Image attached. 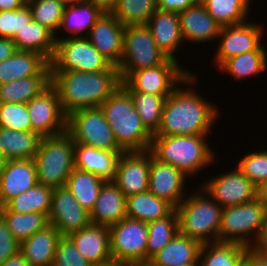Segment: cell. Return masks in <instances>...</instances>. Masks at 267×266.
Wrapping results in <instances>:
<instances>
[{
	"instance_id": "obj_1",
	"label": "cell",
	"mask_w": 267,
	"mask_h": 266,
	"mask_svg": "<svg viewBox=\"0 0 267 266\" xmlns=\"http://www.w3.org/2000/svg\"><path fill=\"white\" fill-rule=\"evenodd\" d=\"M197 77L191 72L179 88L177 87L165 99L161 125L153 136L210 135L212 133V127L220 117L219 107L203 98L196 90L199 82Z\"/></svg>"
},
{
	"instance_id": "obj_2",
	"label": "cell",
	"mask_w": 267,
	"mask_h": 266,
	"mask_svg": "<svg viewBox=\"0 0 267 266\" xmlns=\"http://www.w3.org/2000/svg\"><path fill=\"white\" fill-rule=\"evenodd\" d=\"M121 83L117 66L100 72L50 71V84L67 115L78 109L100 107Z\"/></svg>"
},
{
	"instance_id": "obj_3",
	"label": "cell",
	"mask_w": 267,
	"mask_h": 266,
	"mask_svg": "<svg viewBox=\"0 0 267 266\" xmlns=\"http://www.w3.org/2000/svg\"><path fill=\"white\" fill-rule=\"evenodd\" d=\"M207 137L208 135L153 136L149 151L158 161L169 163L192 178L216 162L217 157L207 142Z\"/></svg>"
},
{
	"instance_id": "obj_4",
	"label": "cell",
	"mask_w": 267,
	"mask_h": 266,
	"mask_svg": "<svg viewBox=\"0 0 267 266\" xmlns=\"http://www.w3.org/2000/svg\"><path fill=\"white\" fill-rule=\"evenodd\" d=\"M118 145L125 151H147L153 134L145 127L130 94L120 86L100 106Z\"/></svg>"
},
{
	"instance_id": "obj_5",
	"label": "cell",
	"mask_w": 267,
	"mask_h": 266,
	"mask_svg": "<svg viewBox=\"0 0 267 266\" xmlns=\"http://www.w3.org/2000/svg\"><path fill=\"white\" fill-rule=\"evenodd\" d=\"M194 191L176 208L179 233L201 244L219 242L223 208L200 186Z\"/></svg>"
},
{
	"instance_id": "obj_6",
	"label": "cell",
	"mask_w": 267,
	"mask_h": 266,
	"mask_svg": "<svg viewBox=\"0 0 267 266\" xmlns=\"http://www.w3.org/2000/svg\"><path fill=\"white\" fill-rule=\"evenodd\" d=\"M74 153L75 142L67 131L42 137L34 156L38 183L53 189L64 187L75 168Z\"/></svg>"
},
{
	"instance_id": "obj_7",
	"label": "cell",
	"mask_w": 267,
	"mask_h": 266,
	"mask_svg": "<svg viewBox=\"0 0 267 266\" xmlns=\"http://www.w3.org/2000/svg\"><path fill=\"white\" fill-rule=\"evenodd\" d=\"M266 206L257 196L250 202L224 207L219 242L238 243L251 248L261 230Z\"/></svg>"
},
{
	"instance_id": "obj_8",
	"label": "cell",
	"mask_w": 267,
	"mask_h": 266,
	"mask_svg": "<svg viewBox=\"0 0 267 266\" xmlns=\"http://www.w3.org/2000/svg\"><path fill=\"white\" fill-rule=\"evenodd\" d=\"M168 58L157 47L147 25L125 27L123 53L120 65L118 66L122 81H125L134 71L159 66Z\"/></svg>"
},
{
	"instance_id": "obj_9",
	"label": "cell",
	"mask_w": 267,
	"mask_h": 266,
	"mask_svg": "<svg viewBox=\"0 0 267 266\" xmlns=\"http://www.w3.org/2000/svg\"><path fill=\"white\" fill-rule=\"evenodd\" d=\"M50 71L100 72L114 65L106 59L87 37L61 38L56 41Z\"/></svg>"
},
{
	"instance_id": "obj_10",
	"label": "cell",
	"mask_w": 267,
	"mask_h": 266,
	"mask_svg": "<svg viewBox=\"0 0 267 266\" xmlns=\"http://www.w3.org/2000/svg\"><path fill=\"white\" fill-rule=\"evenodd\" d=\"M67 132L75 144L106 151H124L116 142L110 124L100 107L71 112L67 118Z\"/></svg>"
},
{
	"instance_id": "obj_11",
	"label": "cell",
	"mask_w": 267,
	"mask_h": 266,
	"mask_svg": "<svg viewBox=\"0 0 267 266\" xmlns=\"http://www.w3.org/2000/svg\"><path fill=\"white\" fill-rule=\"evenodd\" d=\"M179 61L168 58L159 66L134 71L121 86L127 92L170 95L191 74Z\"/></svg>"
},
{
	"instance_id": "obj_12",
	"label": "cell",
	"mask_w": 267,
	"mask_h": 266,
	"mask_svg": "<svg viewBox=\"0 0 267 266\" xmlns=\"http://www.w3.org/2000/svg\"><path fill=\"white\" fill-rule=\"evenodd\" d=\"M110 253L113 260L126 263L146 261L147 223L125 217L109 226Z\"/></svg>"
},
{
	"instance_id": "obj_13",
	"label": "cell",
	"mask_w": 267,
	"mask_h": 266,
	"mask_svg": "<svg viewBox=\"0 0 267 266\" xmlns=\"http://www.w3.org/2000/svg\"><path fill=\"white\" fill-rule=\"evenodd\" d=\"M264 27L260 23L246 22L221 27L213 63L217 68L228 58L251 51H267L264 43Z\"/></svg>"
},
{
	"instance_id": "obj_14",
	"label": "cell",
	"mask_w": 267,
	"mask_h": 266,
	"mask_svg": "<svg viewBox=\"0 0 267 266\" xmlns=\"http://www.w3.org/2000/svg\"><path fill=\"white\" fill-rule=\"evenodd\" d=\"M26 105L32 132L48 137L67 131L68 115L63 111L58 92L51 84Z\"/></svg>"
},
{
	"instance_id": "obj_15",
	"label": "cell",
	"mask_w": 267,
	"mask_h": 266,
	"mask_svg": "<svg viewBox=\"0 0 267 266\" xmlns=\"http://www.w3.org/2000/svg\"><path fill=\"white\" fill-rule=\"evenodd\" d=\"M202 185V186H201ZM200 187L222 208L250 202L258 196V188L236 167L204 181Z\"/></svg>"
},
{
	"instance_id": "obj_16",
	"label": "cell",
	"mask_w": 267,
	"mask_h": 266,
	"mask_svg": "<svg viewBox=\"0 0 267 266\" xmlns=\"http://www.w3.org/2000/svg\"><path fill=\"white\" fill-rule=\"evenodd\" d=\"M48 219L61 236L92 224L90 212L80 206L66 186L53 189Z\"/></svg>"
},
{
	"instance_id": "obj_17",
	"label": "cell",
	"mask_w": 267,
	"mask_h": 266,
	"mask_svg": "<svg viewBox=\"0 0 267 266\" xmlns=\"http://www.w3.org/2000/svg\"><path fill=\"white\" fill-rule=\"evenodd\" d=\"M151 152L130 151L120 155L113 182L127 197L148 191Z\"/></svg>"
},
{
	"instance_id": "obj_18",
	"label": "cell",
	"mask_w": 267,
	"mask_h": 266,
	"mask_svg": "<svg viewBox=\"0 0 267 266\" xmlns=\"http://www.w3.org/2000/svg\"><path fill=\"white\" fill-rule=\"evenodd\" d=\"M186 179L190 178L169 163L158 161L151 153L148 190L156 197L176 209L187 196Z\"/></svg>"
},
{
	"instance_id": "obj_19",
	"label": "cell",
	"mask_w": 267,
	"mask_h": 266,
	"mask_svg": "<svg viewBox=\"0 0 267 266\" xmlns=\"http://www.w3.org/2000/svg\"><path fill=\"white\" fill-rule=\"evenodd\" d=\"M125 27L111 12H103L87 36L91 44L114 66H119L123 53Z\"/></svg>"
},
{
	"instance_id": "obj_20",
	"label": "cell",
	"mask_w": 267,
	"mask_h": 266,
	"mask_svg": "<svg viewBox=\"0 0 267 266\" xmlns=\"http://www.w3.org/2000/svg\"><path fill=\"white\" fill-rule=\"evenodd\" d=\"M38 184L34 159L7 160L0 166V207Z\"/></svg>"
},
{
	"instance_id": "obj_21",
	"label": "cell",
	"mask_w": 267,
	"mask_h": 266,
	"mask_svg": "<svg viewBox=\"0 0 267 266\" xmlns=\"http://www.w3.org/2000/svg\"><path fill=\"white\" fill-rule=\"evenodd\" d=\"M178 17L184 43L200 44L218 39L221 26L201 2L179 12Z\"/></svg>"
},
{
	"instance_id": "obj_22",
	"label": "cell",
	"mask_w": 267,
	"mask_h": 266,
	"mask_svg": "<svg viewBox=\"0 0 267 266\" xmlns=\"http://www.w3.org/2000/svg\"><path fill=\"white\" fill-rule=\"evenodd\" d=\"M68 237L90 264H101L112 259L108 226L91 224Z\"/></svg>"
},
{
	"instance_id": "obj_23",
	"label": "cell",
	"mask_w": 267,
	"mask_h": 266,
	"mask_svg": "<svg viewBox=\"0 0 267 266\" xmlns=\"http://www.w3.org/2000/svg\"><path fill=\"white\" fill-rule=\"evenodd\" d=\"M146 25L149 27L157 47L169 58L178 60L176 59L177 52L184 44L178 13L157 9Z\"/></svg>"
},
{
	"instance_id": "obj_24",
	"label": "cell",
	"mask_w": 267,
	"mask_h": 266,
	"mask_svg": "<svg viewBox=\"0 0 267 266\" xmlns=\"http://www.w3.org/2000/svg\"><path fill=\"white\" fill-rule=\"evenodd\" d=\"M30 76H50L49 62L39 53L16 50L0 62V85Z\"/></svg>"
},
{
	"instance_id": "obj_25",
	"label": "cell",
	"mask_w": 267,
	"mask_h": 266,
	"mask_svg": "<svg viewBox=\"0 0 267 266\" xmlns=\"http://www.w3.org/2000/svg\"><path fill=\"white\" fill-rule=\"evenodd\" d=\"M95 225L111 226L127 217L126 196L113 181H105L90 212Z\"/></svg>"
},
{
	"instance_id": "obj_26",
	"label": "cell",
	"mask_w": 267,
	"mask_h": 266,
	"mask_svg": "<svg viewBox=\"0 0 267 266\" xmlns=\"http://www.w3.org/2000/svg\"><path fill=\"white\" fill-rule=\"evenodd\" d=\"M103 12L95 7L92 3L82 0L67 3L62 16L61 24L58 32L55 34V40L61 38L87 37L90 29L95 25L97 19ZM65 30L68 33L63 37L59 35L60 31ZM62 36V37H61Z\"/></svg>"
},
{
	"instance_id": "obj_27",
	"label": "cell",
	"mask_w": 267,
	"mask_h": 266,
	"mask_svg": "<svg viewBox=\"0 0 267 266\" xmlns=\"http://www.w3.org/2000/svg\"><path fill=\"white\" fill-rule=\"evenodd\" d=\"M125 151H106L83 144H75V168L95 174L105 181H113L117 162Z\"/></svg>"
},
{
	"instance_id": "obj_28",
	"label": "cell",
	"mask_w": 267,
	"mask_h": 266,
	"mask_svg": "<svg viewBox=\"0 0 267 266\" xmlns=\"http://www.w3.org/2000/svg\"><path fill=\"white\" fill-rule=\"evenodd\" d=\"M61 235L49 224L20 243L19 251L31 266H52Z\"/></svg>"
},
{
	"instance_id": "obj_29",
	"label": "cell",
	"mask_w": 267,
	"mask_h": 266,
	"mask_svg": "<svg viewBox=\"0 0 267 266\" xmlns=\"http://www.w3.org/2000/svg\"><path fill=\"white\" fill-rule=\"evenodd\" d=\"M201 246L202 244L199 241L178 233L149 261L154 266H179L199 263Z\"/></svg>"
},
{
	"instance_id": "obj_30",
	"label": "cell",
	"mask_w": 267,
	"mask_h": 266,
	"mask_svg": "<svg viewBox=\"0 0 267 266\" xmlns=\"http://www.w3.org/2000/svg\"><path fill=\"white\" fill-rule=\"evenodd\" d=\"M18 51H34L42 55L48 62L55 52V34L46 26L31 20L12 39Z\"/></svg>"
},
{
	"instance_id": "obj_31",
	"label": "cell",
	"mask_w": 267,
	"mask_h": 266,
	"mask_svg": "<svg viewBox=\"0 0 267 266\" xmlns=\"http://www.w3.org/2000/svg\"><path fill=\"white\" fill-rule=\"evenodd\" d=\"M175 208L149 190L126 198L127 217L149 223L168 216Z\"/></svg>"
},
{
	"instance_id": "obj_32",
	"label": "cell",
	"mask_w": 267,
	"mask_h": 266,
	"mask_svg": "<svg viewBox=\"0 0 267 266\" xmlns=\"http://www.w3.org/2000/svg\"><path fill=\"white\" fill-rule=\"evenodd\" d=\"M42 137L32 131L0 127V141L7 160L34 159Z\"/></svg>"
},
{
	"instance_id": "obj_33",
	"label": "cell",
	"mask_w": 267,
	"mask_h": 266,
	"mask_svg": "<svg viewBox=\"0 0 267 266\" xmlns=\"http://www.w3.org/2000/svg\"><path fill=\"white\" fill-rule=\"evenodd\" d=\"M53 188L36 184L0 207V212L44 213L48 216L51 207Z\"/></svg>"
},
{
	"instance_id": "obj_34",
	"label": "cell",
	"mask_w": 267,
	"mask_h": 266,
	"mask_svg": "<svg viewBox=\"0 0 267 266\" xmlns=\"http://www.w3.org/2000/svg\"><path fill=\"white\" fill-rule=\"evenodd\" d=\"M104 182V179L95 174L74 168L65 186L80 206L91 212Z\"/></svg>"
},
{
	"instance_id": "obj_35",
	"label": "cell",
	"mask_w": 267,
	"mask_h": 266,
	"mask_svg": "<svg viewBox=\"0 0 267 266\" xmlns=\"http://www.w3.org/2000/svg\"><path fill=\"white\" fill-rule=\"evenodd\" d=\"M247 248L242 244L228 242L202 244L199 266H242Z\"/></svg>"
},
{
	"instance_id": "obj_36",
	"label": "cell",
	"mask_w": 267,
	"mask_h": 266,
	"mask_svg": "<svg viewBox=\"0 0 267 266\" xmlns=\"http://www.w3.org/2000/svg\"><path fill=\"white\" fill-rule=\"evenodd\" d=\"M50 85V76H30L0 85V103H24Z\"/></svg>"
},
{
	"instance_id": "obj_37",
	"label": "cell",
	"mask_w": 267,
	"mask_h": 266,
	"mask_svg": "<svg viewBox=\"0 0 267 266\" xmlns=\"http://www.w3.org/2000/svg\"><path fill=\"white\" fill-rule=\"evenodd\" d=\"M217 69L241 81L267 70V51H251L226 59Z\"/></svg>"
},
{
	"instance_id": "obj_38",
	"label": "cell",
	"mask_w": 267,
	"mask_h": 266,
	"mask_svg": "<svg viewBox=\"0 0 267 266\" xmlns=\"http://www.w3.org/2000/svg\"><path fill=\"white\" fill-rule=\"evenodd\" d=\"M200 2L221 27L249 20L252 0H200Z\"/></svg>"
},
{
	"instance_id": "obj_39",
	"label": "cell",
	"mask_w": 267,
	"mask_h": 266,
	"mask_svg": "<svg viewBox=\"0 0 267 266\" xmlns=\"http://www.w3.org/2000/svg\"><path fill=\"white\" fill-rule=\"evenodd\" d=\"M147 227L146 261H149L179 233L176 209L164 218L147 223Z\"/></svg>"
},
{
	"instance_id": "obj_40",
	"label": "cell",
	"mask_w": 267,
	"mask_h": 266,
	"mask_svg": "<svg viewBox=\"0 0 267 266\" xmlns=\"http://www.w3.org/2000/svg\"><path fill=\"white\" fill-rule=\"evenodd\" d=\"M128 93L143 124L154 135L161 125L163 105L169 95H156L144 92Z\"/></svg>"
},
{
	"instance_id": "obj_41",
	"label": "cell",
	"mask_w": 267,
	"mask_h": 266,
	"mask_svg": "<svg viewBox=\"0 0 267 266\" xmlns=\"http://www.w3.org/2000/svg\"><path fill=\"white\" fill-rule=\"evenodd\" d=\"M0 216L19 243L49 225L48 216L44 213L0 212Z\"/></svg>"
},
{
	"instance_id": "obj_42",
	"label": "cell",
	"mask_w": 267,
	"mask_h": 266,
	"mask_svg": "<svg viewBox=\"0 0 267 266\" xmlns=\"http://www.w3.org/2000/svg\"><path fill=\"white\" fill-rule=\"evenodd\" d=\"M157 10V0H118L111 12L124 26L146 25Z\"/></svg>"
},
{
	"instance_id": "obj_43",
	"label": "cell",
	"mask_w": 267,
	"mask_h": 266,
	"mask_svg": "<svg viewBox=\"0 0 267 266\" xmlns=\"http://www.w3.org/2000/svg\"><path fill=\"white\" fill-rule=\"evenodd\" d=\"M32 20L46 26L54 34L58 32L66 6L64 0H30L26 2Z\"/></svg>"
},
{
	"instance_id": "obj_44",
	"label": "cell",
	"mask_w": 267,
	"mask_h": 266,
	"mask_svg": "<svg viewBox=\"0 0 267 266\" xmlns=\"http://www.w3.org/2000/svg\"><path fill=\"white\" fill-rule=\"evenodd\" d=\"M238 164V165H237ZM235 166L259 189L267 181V149L246 153Z\"/></svg>"
},
{
	"instance_id": "obj_45",
	"label": "cell",
	"mask_w": 267,
	"mask_h": 266,
	"mask_svg": "<svg viewBox=\"0 0 267 266\" xmlns=\"http://www.w3.org/2000/svg\"><path fill=\"white\" fill-rule=\"evenodd\" d=\"M0 127L17 131H32L27 105L24 103H0Z\"/></svg>"
},
{
	"instance_id": "obj_46",
	"label": "cell",
	"mask_w": 267,
	"mask_h": 266,
	"mask_svg": "<svg viewBox=\"0 0 267 266\" xmlns=\"http://www.w3.org/2000/svg\"><path fill=\"white\" fill-rule=\"evenodd\" d=\"M32 20L28 5L18 10L0 11V38H10L20 32Z\"/></svg>"
},
{
	"instance_id": "obj_47",
	"label": "cell",
	"mask_w": 267,
	"mask_h": 266,
	"mask_svg": "<svg viewBox=\"0 0 267 266\" xmlns=\"http://www.w3.org/2000/svg\"><path fill=\"white\" fill-rule=\"evenodd\" d=\"M52 266H92L77 250L68 236H61Z\"/></svg>"
},
{
	"instance_id": "obj_48",
	"label": "cell",
	"mask_w": 267,
	"mask_h": 266,
	"mask_svg": "<svg viewBox=\"0 0 267 266\" xmlns=\"http://www.w3.org/2000/svg\"><path fill=\"white\" fill-rule=\"evenodd\" d=\"M20 243L12 235L4 219L0 216V265L19 252Z\"/></svg>"
},
{
	"instance_id": "obj_49",
	"label": "cell",
	"mask_w": 267,
	"mask_h": 266,
	"mask_svg": "<svg viewBox=\"0 0 267 266\" xmlns=\"http://www.w3.org/2000/svg\"><path fill=\"white\" fill-rule=\"evenodd\" d=\"M198 2L200 0H157V9L179 13Z\"/></svg>"
},
{
	"instance_id": "obj_50",
	"label": "cell",
	"mask_w": 267,
	"mask_h": 266,
	"mask_svg": "<svg viewBox=\"0 0 267 266\" xmlns=\"http://www.w3.org/2000/svg\"><path fill=\"white\" fill-rule=\"evenodd\" d=\"M251 248L260 254L267 255V206L265 209L264 220L261 230L255 243L251 246Z\"/></svg>"
},
{
	"instance_id": "obj_51",
	"label": "cell",
	"mask_w": 267,
	"mask_h": 266,
	"mask_svg": "<svg viewBox=\"0 0 267 266\" xmlns=\"http://www.w3.org/2000/svg\"><path fill=\"white\" fill-rule=\"evenodd\" d=\"M242 266H267V255L260 254L252 248H247Z\"/></svg>"
},
{
	"instance_id": "obj_52",
	"label": "cell",
	"mask_w": 267,
	"mask_h": 266,
	"mask_svg": "<svg viewBox=\"0 0 267 266\" xmlns=\"http://www.w3.org/2000/svg\"><path fill=\"white\" fill-rule=\"evenodd\" d=\"M16 51L15 43L10 38H0V62L8 59Z\"/></svg>"
},
{
	"instance_id": "obj_53",
	"label": "cell",
	"mask_w": 267,
	"mask_h": 266,
	"mask_svg": "<svg viewBox=\"0 0 267 266\" xmlns=\"http://www.w3.org/2000/svg\"><path fill=\"white\" fill-rule=\"evenodd\" d=\"M99 8L102 12H112L118 0H86Z\"/></svg>"
},
{
	"instance_id": "obj_54",
	"label": "cell",
	"mask_w": 267,
	"mask_h": 266,
	"mask_svg": "<svg viewBox=\"0 0 267 266\" xmlns=\"http://www.w3.org/2000/svg\"><path fill=\"white\" fill-rule=\"evenodd\" d=\"M0 266H31V265L19 251L16 255L6 259Z\"/></svg>"
},
{
	"instance_id": "obj_55",
	"label": "cell",
	"mask_w": 267,
	"mask_h": 266,
	"mask_svg": "<svg viewBox=\"0 0 267 266\" xmlns=\"http://www.w3.org/2000/svg\"><path fill=\"white\" fill-rule=\"evenodd\" d=\"M26 5L25 0H0V11L18 10Z\"/></svg>"
},
{
	"instance_id": "obj_56",
	"label": "cell",
	"mask_w": 267,
	"mask_h": 266,
	"mask_svg": "<svg viewBox=\"0 0 267 266\" xmlns=\"http://www.w3.org/2000/svg\"><path fill=\"white\" fill-rule=\"evenodd\" d=\"M92 266H128V263L111 259L105 263L96 264Z\"/></svg>"
},
{
	"instance_id": "obj_57",
	"label": "cell",
	"mask_w": 267,
	"mask_h": 266,
	"mask_svg": "<svg viewBox=\"0 0 267 266\" xmlns=\"http://www.w3.org/2000/svg\"><path fill=\"white\" fill-rule=\"evenodd\" d=\"M258 196L266 203L267 205V181L258 189Z\"/></svg>"
},
{
	"instance_id": "obj_58",
	"label": "cell",
	"mask_w": 267,
	"mask_h": 266,
	"mask_svg": "<svg viewBox=\"0 0 267 266\" xmlns=\"http://www.w3.org/2000/svg\"><path fill=\"white\" fill-rule=\"evenodd\" d=\"M128 266H154L150 261L130 262Z\"/></svg>"
},
{
	"instance_id": "obj_59",
	"label": "cell",
	"mask_w": 267,
	"mask_h": 266,
	"mask_svg": "<svg viewBox=\"0 0 267 266\" xmlns=\"http://www.w3.org/2000/svg\"><path fill=\"white\" fill-rule=\"evenodd\" d=\"M5 162V156H4V153H3V148H2V145H1V141H0V166Z\"/></svg>"
},
{
	"instance_id": "obj_60",
	"label": "cell",
	"mask_w": 267,
	"mask_h": 266,
	"mask_svg": "<svg viewBox=\"0 0 267 266\" xmlns=\"http://www.w3.org/2000/svg\"><path fill=\"white\" fill-rule=\"evenodd\" d=\"M179 266H199V263H190V264H183Z\"/></svg>"
},
{
	"instance_id": "obj_61",
	"label": "cell",
	"mask_w": 267,
	"mask_h": 266,
	"mask_svg": "<svg viewBox=\"0 0 267 266\" xmlns=\"http://www.w3.org/2000/svg\"><path fill=\"white\" fill-rule=\"evenodd\" d=\"M66 3H71V2H77V1H82V0H64Z\"/></svg>"
}]
</instances>
